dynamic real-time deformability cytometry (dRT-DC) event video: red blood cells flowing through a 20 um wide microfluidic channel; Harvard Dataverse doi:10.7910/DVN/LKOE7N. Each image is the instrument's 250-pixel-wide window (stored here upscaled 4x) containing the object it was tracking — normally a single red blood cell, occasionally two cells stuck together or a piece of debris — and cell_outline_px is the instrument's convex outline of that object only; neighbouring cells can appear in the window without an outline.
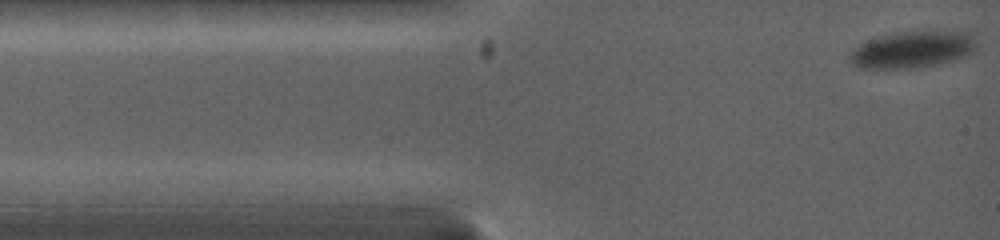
{"species": "common noctule bat (a hibernating species)", "species_latin": "Nyctalus noctula", "temperature_condition": "warm", "stored_images_in_passage": 30, "camera_frame_rate_fps": 5000, "um_per_image_px": 0.085, "animal": {"sex": "female", "body_mass_g": 19.0, "forearm_length_mm": 53.3}, "frame": {"image": 1, "passage_image": 1, "time_ms": 0.0, "image_size_px": [1000, 240], "cell_outline_px": [[972, 48], [968, 52], [960, 56], [936, 64], [916, 68], [856, 68], [852, 64], [852, 52], [860, 44], [892, 36], [920, 32], [924, 32], [964, 36]], "centroid_in_image_um": [77.33, 4.32], "position_along_channel_um": 7.7, "area_um2": 23.81}}
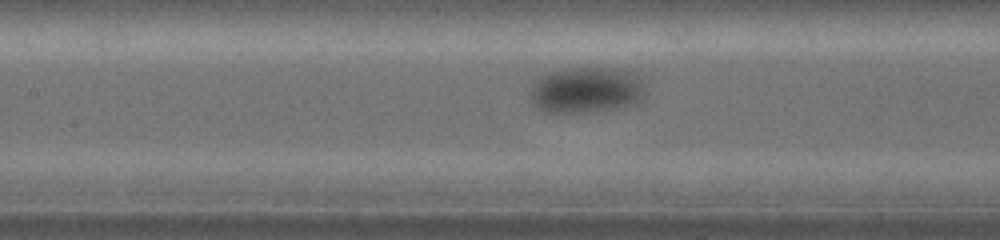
{"frame": {"image": 2, "passage_image": 18, "time_ms": 5.4, "image_size_px": [1000, 240], "cell_outline_px": [[644, 100], [640, 104], [624, 108], [588, 112], [548, 112], [536, 108], [532, 100], [532, 84], [540, 76], [548, 72], [560, 68], [624, 68], [636, 72], [644, 88]], "centroid_in_image_um": [49.91, 7.65], "position_along_channel_um": 157.5, "area_um2": 31.62}}
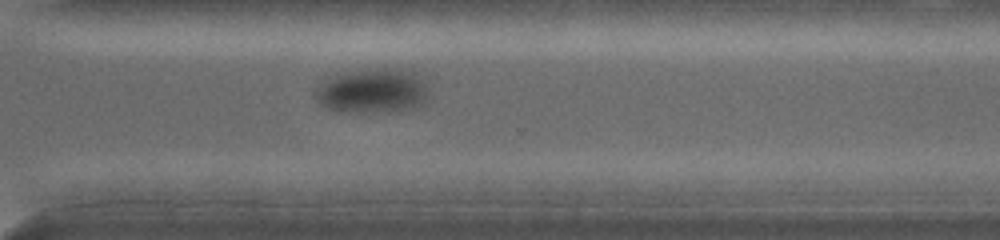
{"frame": {"image": 3, "passage_image": 30, "time_ms": 10.2, "image_size_px": [1000, 240], "cell_outline_px": [[428, 100], [424, 104], [412, 108], [380, 112], [340, 112], [328, 108], [320, 104], [312, 96], [312, 92], [320, 84], [332, 76], [348, 72], [384, 68], [412, 68], [428, 84]], "centroid_in_image_um": [31.71, 7.72], "position_along_channel_um": 338.9, "area_um2": 30.06}}